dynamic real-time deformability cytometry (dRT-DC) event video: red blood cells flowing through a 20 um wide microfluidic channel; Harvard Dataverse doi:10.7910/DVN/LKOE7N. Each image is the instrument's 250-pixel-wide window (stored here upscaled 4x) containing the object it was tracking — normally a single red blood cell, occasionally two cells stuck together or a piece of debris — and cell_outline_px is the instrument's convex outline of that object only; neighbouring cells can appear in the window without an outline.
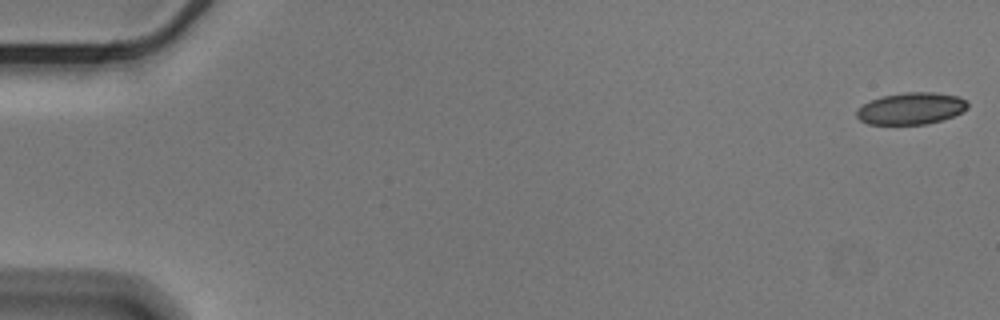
{"species": "Egyptian fruit bat (a non-hibernating species)", "species_latin": "Rousettus aegyptiacus", "temperature_condition": "cold", "stored_images_in_passage": 56, "camera_frame_rate_fps": 3000, "um_per_image_px": 0.085, "animal": {"sex": "male"}, "frame": {"image": 1, "passage_image": 1, "time_ms": 0.0, "image_size_px": [1000, 320], "cell_outline_px": [[968, 108], [952, 116], [940, 120], [924, 124], [868, 124], [860, 120], [856, 116], [856, 108], [880, 96], [904, 92], [932, 92], [956, 96], [964, 100], [968, 104]], "centroid_in_image_um": [77.39, 9.21], "position_along_channel_um": 7.6, "area_um2": 20.4}}
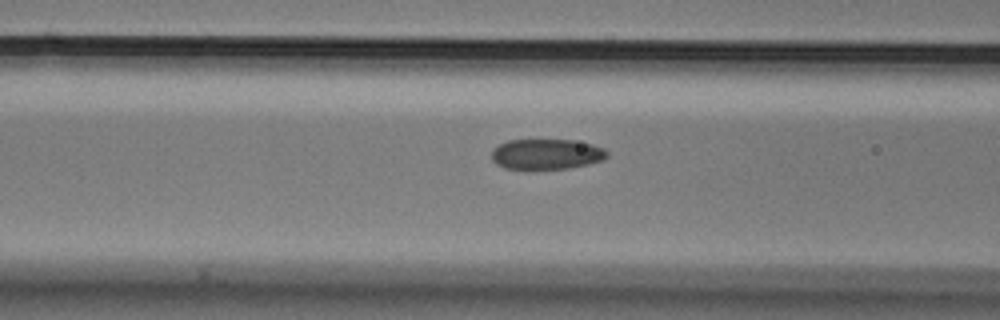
{"frame": {"image": 2, "passage_image": 23, "time_ms": 7.333, "image_size_px": [1000, 320], "cell_outline_px": [[608, 156], [604, 160], [588, 164], [568, 168], [532, 172], [504, 168], [496, 164], [492, 160], [492, 148], [508, 140], [572, 140], [592, 144], [604, 148], [608, 152]], "centroid_in_image_um": [46.42, 13.15], "position_along_channel_um": 120.2, "area_um2": 21.27}}
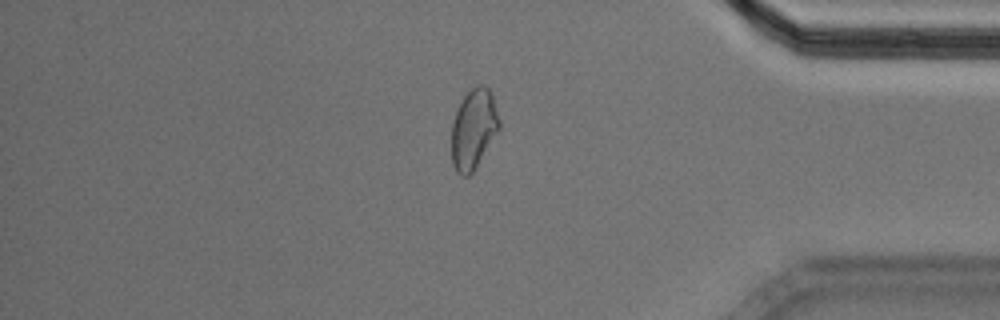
{"frame": {"image": 3, "passage_image": 48, "time_ms": 15.667, "image_size_px": [1000, 320], "cell_outline_px": [[500, 128], [476, 168], [468, 176], [460, 176], [456, 172], [452, 164], [452, 124], [456, 112], [464, 96], [476, 84], [484, 84], [488, 88], [492, 96], [500, 120]], "centroid_in_image_um": [40.26, 10.99], "position_along_channel_um": 394.9, "area_um2": 22.2}, "authors_computed_cell_mechanics": {"area_um2": 21.3571, "velocity_mm_per_s": 3.5733, "shape_relaxation_time_tau1_ms": 4.9618, "shape_relaxation_time_tau2_ms": 2.5336, "deformation_change_tau1": 0.0963, "deformation_change_tau2": 0.0676}}